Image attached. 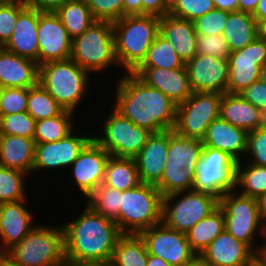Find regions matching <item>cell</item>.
I'll return each instance as SVG.
<instances>
[{
    "instance_id": "obj_1",
    "label": "cell",
    "mask_w": 266,
    "mask_h": 266,
    "mask_svg": "<svg viewBox=\"0 0 266 266\" xmlns=\"http://www.w3.org/2000/svg\"><path fill=\"white\" fill-rule=\"evenodd\" d=\"M119 81L115 110L152 133L173 130L177 104L160 90L145 85L133 73Z\"/></svg>"
},
{
    "instance_id": "obj_2",
    "label": "cell",
    "mask_w": 266,
    "mask_h": 266,
    "mask_svg": "<svg viewBox=\"0 0 266 266\" xmlns=\"http://www.w3.org/2000/svg\"><path fill=\"white\" fill-rule=\"evenodd\" d=\"M62 228L67 263L110 262L116 243L123 235L115 221L88 205L75 221Z\"/></svg>"
},
{
    "instance_id": "obj_3",
    "label": "cell",
    "mask_w": 266,
    "mask_h": 266,
    "mask_svg": "<svg viewBox=\"0 0 266 266\" xmlns=\"http://www.w3.org/2000/svg\"><path fill=\"white\" fill-rule=\"evenodd\" d=\"M160 17L154 15L123 16L112 23L115 55L127 73H133L145 60L159 34Z\"/></svg>"
},
{
    "instance_id": "obj_4",
    "label": "cell",
    "mask_w": 266,
    "mask_h": 266,
    "mask_svg": "<svg viewBox=\"0 0 266 266\" xmlns=\"http://www.w3.org/2000/svg\"><path fill=\"white\" fill-rule=\"evenodd\" d=\"M204 146L200 139L178 135L168 130V153L165 168L155 187L162 196L192 190Z\"/></svg>"
},
{
    "instance_id": "obj_5",
    "label": "cell",
    "mask_w": 266,
    "mask_h": 266,
    "mask_svg": "<svg viewBox=\"0 0 266 266\" xmlns=\"http://www.w3.org/2000/svg\"><path fill=\"white\" fill-rule=\"evenodd\" d=\"M162 202V194L151 184L141 183L123 191L119 216L115 220L121 233L139 235L162 222Z\"/></svg>"
},
{
    "instance_id": "obj_6",
    "label": "cell",
    "mask_w": 266,
    "mask_h": 266,
    "mask_svg": "<svg viewBox=\"0 0 266 266\" xmlns=\"http://www.w3.org/2000/svg\"><path fill=\"white\" fill-rule=\"evenodd\" d=\"M89 72L71 59L38 66V83L64 108L74 112L85 96Z\"/></svg>"
},
{
    "instance_id": "obj_7",
    "label": "cell",
    "mask_w": 266,
    "mask_h": 266,
    "mask_svg": "<svg viewBox=\"0 0 266 266\" xmlns=\"http://www.w3.org/2000/svg\"><path fill=\"white\" fill-rule=\"evenodd\" d=\"M6 254L19 266H66L64 230L36 226Z\"/></svg>"
},
{
    "instance_id": "obj_8",
    "label": "cell",
    "mask_w": 266,
    "mask_h": 266,
    "mask_svg": "<svg viewBox=\"0 0 266 266\" xmlns=\"http://www.w3.org/2000/svg\"><path fill=\"white\" fill-rule=\"evenodd\" d=\"M70 59L88 72L107 69L118 63L112 22L95 21L71 43Z\"/></svg>"
},
{
    "instance_id": "obj_9",
    "label": "cell",
    "mask_w": 266,
    "mask_h": 266,
    "mask_svg": "<svg viewBox=\"0 0 266 266\" xmlns=\"http://www.w3.org/2000/svg\"><path fill=\"white\" fill-rule=\"evenodd\" d=\"M185 192L165 195L162 202V222L167 227L183 233H187L219 206V198L213 194L194 190ZM183 193L184 196L172 206L171 202Z\"/></svg>"
},
{
    "instance_id": "obj_10",
    "label": "cell",
    "mask_w": 266,
    "mask_h": 266,
    "mask_svg": "<svg viewBox=\"0 0 266 266\" xmlns=\"http://www.w3.org/2000/svg\"><path fill=\"white\" fill-rule=\"evenodd\" d=\"M233 193L226 192L219 198V206L225 218V230L252 249L260 223L258 231L266 237V226L260 216L258 201L242 194H235V197Z\"/></svg>"
},
{
    "instance_id": "obj_11",
    "label": "cell",
    "mask_w": 266,
    "mask_h": 266,
    "mask_svg": "<svg viewBox=\"0 0 266 266\" xmlns=\"http://www.w3.org/2000/svg\"><path fill=\"white\" fill-rule=\"evenodd\" d=\"M222 94L193 92L177 105L174 131L183 137L200 139L208 126L219 117Z\"/></svg>"
},
{
    "instance_id": "obj_12",
    "label": "cell",
    "mask_w": 266,
    "mask_h": 266,
    "mask_svg": "<svg viewBox=\"0 0 266 266\" xmlns=\"http://www.w3.org/2000/svg\"><path fill=\"white\" fill-rule=\"evenodd\" d=\"M236 161L218 149L204 147L192 190L220 198L235 187Z\"/></svg>"
},
{
    "instance_id": "obj_13",
    "label": "cell",
    "mask_w": 266,
    "mask_h": 266,
    "mask_svg": "<svg viewBox=\"0 0 266 266\" xmlns=\"http://www.w3.org/2000/svg\"><path fill=\"white\" fill-rule=\"evenodd\" d=\"M104 137H93L111 156L135 158L152 134L149 130L136 126L113 109L106 118Z\"/></svg>"
},
{
    "instance_id": "obj_14",
    "label": "cell",
    "mask_w": 266,
    "mask_h": 266,
    "mask_svg": "<svg viewBox=\"0 0 266 266\" xmlns=\"http://www.w3.org/2000/svg\"><path fill=\"white\" fill-rule=\"evenodd\" d=\"M150 255L159 257L171 266H189L198 260L192 250L186 233L167 227L163 222L139 234Z\"/></svg>"
},
{
    "instance_id": "obj_15",
    "label": "cell",
    "mask_w": 266,
    "mask_h": 266,
    "mask_svg": "<svg viewBox=\"0 0 266 266\" xmlns=\"http://www.w3.org/2000/svg\"><path fill=\"white\" fill-rule=\"evenodd\" d=\"M229 80L226 93L240 94L260 79V70L266 63V41L258 36L242 49L228 56Z\"/></svg>"
},
{
    "instance_id": "obj_16",
    "label": "cell",
    "mask_w": 266,
    "mask_h": 266,
    "mask_svg": "<svg viewBox=\"0 0 266 266\" xmlns=\"http://www.w3.org/2000/svg\"><path fill=\"white\" fill-rule=\"evenodd\" d=\"M37 40L38 66L70 59L72 40L55 12L38 11Z\"/></svg>"
},
{
    "instance_id": "obj_17",
    "label": "cell",
    "mask_w": 266,
    "mask_h": 266,
    "mask_svg": "<svg viewBox=\"0 0 266 266\" xmlns=\"http://www.w3.org/2000/svg\"><path fill=\"white\" fill-rule=\"evenodd\" d=\"M192 92L226 93L229 80L228 59L196 54L185 63Z\"/></svg>"
},
{
    "instance_id": "obj_18",
    "label": "cell",
    "mask_w": 266,
    "mask_h": 266,
    "mask_svg": "<svg viewBox=\"0 0 266 266\" xmlns=\"http://www.w3.org/2000/svg\"><path fill=\"white\" fill-rule=\"evenodd\" d=\"M256 252L257 249H251L224 230L198 259L206 266H252L256 260Z\"/></svg>"
},
{
    "instance_id": "obj_19",
    "label": "cell",
    "mask_w": 266,
    "mask_h": 266,
    "mask_svg": "<svg viewBox=\"0 0 266 266\" xmlns=\"http://www.w3.org/2000/svg\"><path fill=\"white\" fill-rule=\"evenodd\" d=\"M110 154L92 139L73 162V173L78 187L86 198L103 182Z\"/></svg>"
},
{
    "instance_id": "obj_20",
    "label": "cell",
    "mask_w": 266,
    "mask_h": 266,
    "mask_svg": "<svg viewBox=\"0 0 266 266\" xmlns=\"http://www.w3.org/2000/svg\"><path fill=\"white\" fill-rule=\"evenodd\" d=\"M133 74L145 85L160 90L177 105L193 93L185 67L178 69L138 67Z\"/></svg>"
},
{
    "instance_id": "obj_21",
    "label": "cell",
    "mask_w": 266,
    "mask_h": 266,
    "mask_svg": "<svg viewBox=\"0 0 266 266\" xmlns=\"http://www.w3.org/2000/svg\"><path fill=\"white\" fill-rule=\"evenodd\" d=\"M73 131L55 142L36 144L32 172L44 168H61L73 164L93 137L73 136Z\"/></svg>"
},
{
    "instance_id": "obj_22",
    "label": "cell",
    "mask_w": 266,
    "mask_h": 266,
    "mask_svg": "<svg viewBox=\"0 0 266 266\" xmlns=\"http://www.w3.org/2000/svg\"><path fill=\"white\" fill-rule=\"evenodd\" d=\"M168 153V130L152 133L135 157L141 183L156 185L163 174Z\"/></svg>"
},
{
    "instance_id": "obj_23",
    "label": "cell",
    "mask_w": 266,
    "mask_h": 266,
    "mask_svg": "<svg viewBox=\"0 0 266 266\" xmlns=\"http://www.w3.org/2000/svg\"><path fill=\"white\" fill-rule=\"evenodd\" d=\"M25 200L0 204V237L6 253L18 244L36 226L32 225V213L24 207Z\"/></svg>"
},
{
    "instance_id": "obj_24",
    "label": "cell",
    "mask_w": 266,
    "mask_h": 266,
    "mask_svg": "<svg viewBox=\"0 0 266 266\" xmlns=\"http://www.w3.org/2000/svg\"><path fill=\"white\" fill-rule=\"evenodd\" d=\"M248 132L218 117L208 126L202 138L204 147L218 149L227 153L236 162H240L239 154L246 153Z\"/></svg>"
},
{
    "instance_id": "obj_25",
    "label": "cell",
    "mask_w": 266,
    "mask_h": 266,
    "mask_svg": "<svg viewBox=\"0 0 266 266\" xmlns=\"http://www.w3.org/2000/svg\"><path fill=\"white\" fill-rule=\"evenodd\" d=\"M38 10L25 8L15 23L14 31L3 46L9 52L35 61L38 65Z\"/></svg>"
},
{
    "instance_id": "obj_26",
    "label": "cell",
    "mask_w": 266,
    "mask_h": 266,
    "mask_svg": "<svg viewBox=\"0 0 266 266\" xmlns=\"http://www.w3.org/2000/svg\"><path fill=\"white\" fill-rule=\"evenodd\" d=\"M159 34L171 43L184 63L197 54V33L192 21L167 14L160 17Z\"/></svg>"
},
{
    "instance_id": "obj_27",
    "label": "cell",
    "mask_w": 266,
    "mask_h": 266,
    "mask_svg": "<svg viewBox=\"0 0 266 266\" xmlns=\"http://www.w3.org/2000/svg\"><path fill=\"white\" fill-rule=\"evenodd\" d=\"M219 117L247 132L266 125V115L241 94H222Z\"/></svg>"
},
{
    "instance_id": "obj_28",
    "label": "cell",
    "mask_w": 266,
    "mask_h": 266,
    "mask_svg": "<svg viewBox=\"0 0 266 266\" xmlns=\"http://www.w3.org/2000/svg\"><path fill=\"white\" fill-rule=\"evenodd\" d=\"M0 82L5 88H30L38 83V65L0 47Z\"/></svg>"
},
{
    "instance_id": "obj_29",
    "label": "cell",
    "mask_w": 266,
    "mask_h": 266,
    "mask_svg": "<svg viewBox=\"0 0 266 266\" xmlns=\"http://www.w3.org/2000/svg\"><path fill=\"white\" fill-rule=\"evenodd\" d=\"M35 146L33 138L1 134L0 166L19 170L27 175L33 168Z\"/></svg>"
},
{
    "instance_id": "obj_30",
    "label": "cell",
    "mask_w": 266,
    "mask_h": 266,
    "mask_svg": "<svg viewBox=\"0 0 266 266\" xmlns=\"http://www.w3.org/2000/svg\"><path fill=\"white\" fill-rule=\"evenodd\" d=\"M222 35L231 53L252 43L259 36V25L253 14L233 11L228 15Z\"/></svg>"
},
{
    "instance_id": "obj_31",
    "label": "cell",
    "mask_w": 266,
    "mask_h": 266,
    "mask_svg": "<svg viewBox=\"0 0 266 266\" xmlns=\"http://www.w3.org/2000/svg\"><path fill=\"white\" fill-rule=\"evenodd\" d=\"M225 230L223 211L218 206L211 214L200 220L187 233L186 238L192 250L199 257L210 243Z\"/></svg>"
},
{
    "instance_id": "obj_32",
    "label": "cell",
    "mask_w": 266,
    "mask_h": 266,
    "mask_svg": "<svg viewBox=\"0 0 266 266\" xmlns=\"http://www.w3.org/2000/svg\"><path fill=\"white\" fill-rule=\"evenodd\" d=\"M103 184L121 192L141 184L135 158L110 156L105 167Z\"/></svg>"
},
{
    "instance_id": "obj_33",
    "label": "cell",
    "mask_w": 266,
    "mask_h": 266,
    "mask_svg": "<svg viewBox=\"0 0 266 266\" xmlns=\"http://www.w3.org/2000/svg\"><path fill=\"white\" fill-rule=\"evenodd\" d=\"M146 244L140 235L123 234L113 250L111 266H146Z\"/></svg>"
},
{
    "instance_id": "obj_34",
    "label": "cell",
    "mask_w": 266,
    "mask_h": 266,
    "mask_svg": "<svg viewBox=\"0 0 266 266\" xmlns=\"http://www.w3.org/2000/svg\"><path fill=\"white\" fill-rule=\"evenodd\" d=\"M55 13L66 28L71 40L82 35L96 21L86 1L69 0Z\"/></svg>"
},
{
    "instance_id": "obj_35",
    "label": "cell",
    "mask_w": 266,
    "mask_h": 266,
    "mask_svg": "<svg viewBox=\"0 0 266 266\" xmlns=\"http://www.w3.org/2000/svg\"><path fill=\"white\" fill-rule=\"evenodd\" d=\"M73 112L64 110L60 115L36 121L34 141L36 144L55 142L73 131Z\"/></svg>"
},
{
    "instance_id": "obj_36",
    "label": "cell",
    "mask_w": 266,
    "mask_h": 266,
    "mask_svg": "<svg viewBox=\"0 0 266 266\" xmlns=\"http://www.w3.org/2000/svg\"><path fill=\"white\" fill-rule=\"evenodd\" d=\"M241 161L236 163L235 187L243 186L240 194L258 199L266 193V166L247 164L245 167Z\"/></svg>"
},
{
    "instance_id": "obj_37",
    "label": "cell",
    "mask_w": 266,
    "mask_h": 266,
    "mask_svg": "<svg viewBox=\"0 0 266 266\" xmlns=\"http://www.w3.org/2000/svg\"><path fill=\"white\" fill-rule=\"evenodd\" d=\"M139 67L178 69L184 68L185 63L177 55L171 43L158 34L151 44L145 60Z\"/></svg>"
},
{
    "instance_id": "obj_38",
    "label": "cell",
    "mask_w": 266,
    "mask_h": 266,
    "mask_svg": "<svg viewBox=\"0 0 266 266\" xmlns=\"http://www.w3.org/2000/svg\"><path fill=\"white\" fill-rule=\"evenodd\" d=\"M63 111L64 108L39 83L28 88L27 113L36 121L55 117Z\"/></svg>"
},
{
    "instance_id": "obj_39",
    "label": "cell",
    "mask_w": 266,
    "mask_h": 266,
    "mask_svg": "<svg viewBox=\"0 0 266 266\" xmlns=\"http://www.w3.org/2000/svg\"><path fill=\"white\" fill-rule=\"evenodd\" d=\"M121 197V191L102 183L87 197L86 203L93 211L115 221L119 216Z\"/></svg>"
},
{
    "instance_id": "obj_40",
    "label": "cell",
    "mask_w": 266,
    "mask_h": 266,
    "mask_svg": "<svg viewBox=\"0 0 266 266\" xmlns=\"http://www.w3.org/2000/svg\"><path fill=\"white\" fill-rule=\"evenodd\" d=\"M25 173L0 166V204L26 200Z\"/></svg>"
},
{
    "instance_id": "obj_41",
    "label": "cell",
    "mask_w": 266,
    "mask_h": 266,
    "mask_svg": "<svg viewBox=\"0 0 266 266\" xmlns=\"http://www.w3.org/2000/svg\"><path fill=\"white\" fill-rule=\"evenodd\" d=\"M36 120L27 112L0 116V133L34 138Z\"/></svg>"
},
{
    "instance_id": "obj_42",
    "label": "cell",
    "mask_w": 266,
    "mask_h": 266,
    "mask_svg": "<svg viewBox=\"0 0 266 266\" xmlns=\"http://www.w3.org/2000/svg\"><path fill=\"white\" fill-rule=\"evenodd\" d=\"M213 9V0H169L168 14L193 22Z\"/></svg>"
},
{
    "instance_id": "obj_43",
    "label": "cell",
    "mask_w": 266,
    "mask_h": 266,
    "mask_svg": "<svg viewBox=\"0 0 266 266\" xmlns=\"http://www.w3.org/2000/svg\"><path fill=\"white\" fill-rule=\"evenodd\" d=\"M28 88H5L0 97V116L27 112Z\"/></svg>"
},
{
    "instance_id": "obj_44",
    "label": "cell",
    "mask_w": 266,
    "mask_h": 266,
    "mask_svg": "<svg viewBox=\"0 0 266 266\" xmlns=\"http://www.w3.org/2000/svg\"><path fill=\"white\" fill-rule=\"evenodd\" d=\"M229 13V11L215 8L197 18L193 21L196 33L208 36L223 34Z\"/></svg>"
},
{
    "instance_id": "obj_45",
    "label": "cell",
    "mask_w": 266,
    "mask_h": 266,
    "mask_svg": "<svg viewBox=\"0 0 266 266\" xmlns=\"http://www.w3.org/2000/svg\"><path fill=\"white\" fill-rule=\"evenodd\" d=\"M97 21L115 22L123 17V0H86Z\"/></svg>"
},
{
    "instance_id": "obj_46",
    "label": "cell",
    "mask_w": 266,
    "mask_h": 266,
    "mask_svg": "<svg viewBox=\"0 0 266 266\" xmlns=\"http://www.w3.org/2000/svg\"><path fill=\"white\" fill-rule=\"evenodd\" d=\"M197 54L228 59L230 54L222 34H197Z\"/></svg>"
},
{
    "instance_id": "obj_47",
    "label": "cell",
    "mask_w": 266,
    "mask_h": 266,
    "mask_svg": "<svg viewBox=\"0 0 266 266\" xmlns=\"http://www.w3.org/2000/svg\"><path fill=\"white\" fill-rule=\"evenodd\" d=\"M246 154L252 157L250 164L266 166V125L248 132Z\"/></svg>"
},
{
    "instance_id": "obj_48",
    "label": "cell",
    "mask_w": 266,
    "mask_h": 266,
    "mask_svg": "<svg viewBox=\"0 0 266 266\" xmlns=\"http://www.w3.org/2000/svg\"><path fill=\"white\" fill-rule=\"evenodd\" d=\"M24 9L17 5L0 4V47H3L10 39L18 15Z\"/></svg>"
},
{
    "instance_id": "obj_49",
    "label": "cell",
    "mask_w": 266,
    "mask_h": 266,
    "mask_svg": "<svg viewBox=\"0 0 266 266\" xmlns=\"http://www.w3.org/2000/svg\"><path fill=\"white\" fill-rule=\"evenodd\" d=\"M242 97L259 108L266 115V84L260 79L243 90Z\"/></svg>"
},
{
    "instance_id": "obj_50",
    "label": "cell",
    "mask_w": 266,
    "mask_h": 266,
    "mask_svg": "<svg viewBox=\"0 0 266 266\" xmlns=\"http://www.w3.org/2000/svg\"><path fill=\"white\" fill-rule=\"evenodd\" d=\"M169 12V0H142V15L163 17Z\"/></svg>"
},
{
    "instance_id": "obj_51",
    "label": "cell",
    "mask_w": 266,
    "mask_h": 266,
    "mask_svg": "<svg viewBox=\"0 0 266 266\" xmlns=\"http://www.w3.org/2000/svg\"><path fill=\"white\" fill-rule=\"evenodd\" d=\"M68 1L69 0H30L29 7L38 11L55 12Z\"/></svg>"
},
{
    "instance_id": "obj_52",
    "label": "cell",
    "mask_w": 266,
    "mask_h": 266,
    "mask_svg": "<svg viewBox=\"0 0 266 266\" xmlns=\"http://www.w3.org/2000/svg\"><path fill=\"white\" fill-rule=\"evenodd\" d=\"M142 15V0H123V16Z\"/></svg>"
},
{
    "instance_id": "obj_53",
    "label": "cell",
    "mask_w": 266,
    "mask_h": 266,
    "mask_svg": "<svg viewBox=\"0 0 266 266\" xmlns=\"http://www.w3.org/2000/svg\"><path fill=\"white\" fill-rule=\"evenodd\" d=\"M215 8L229 12L239 10V0H213Z\"/></svg>"
},
{
    "instance_id": "obj_54",
    "label": "cell",
    "mask_w": 266,
    "mask_h": 266,
    "mask_svg": "<svg viewBox=\"0 0 266 266\" xmlns=\"http://www.w3.org/2000/svg\"><path fill=\"white\" fill-rule=\"evenodd\" d=\"M259 4V0H239V11L254 14Z\"/></svg>"
},
{
    "instance_id": "obj_55",
    "label": "cell",
    "mask_w": 266,
    "mask_h": 266,
    "mask_svg": "<svg viewBox=\"0 0 266 266\" xmlns=\"http://www.w3.org/2000/svg\"><path fill=\"white\" fill-rule=\"evenodd\" d=\"M253 17L258 25L266 20V0H259L258 7L254 12Z\"/></svg>"
},
{
    "instance_id": "obj_56",
    "label": "cell",
    "mask_w": 266,
    "mask_h": 266,
    "mask_svg": "<svg viewBox=\"0 0 266 266\" xmlns=\"http://www.w3.org/2000/svg\"><path fill=\"white\" fill-rule=\"evenodd\" d=\"M257 249L258 250L256 252V260H255V262L259 266H266V244H264L262 247L260 246Z\"/></svg>"
},
{
    "instance_id": "obj_57",
    "label": "cell",
    "mask_w": 266,
    "mask_h": 266,
    "mask_svg": "<svg viewBox=\"0 0 266 266\" xmlns=\"http://www.w3.org/2000/svg\"><path fill=\"white\" fill-rule=\"evenodd\" d=\"M258 207L263 224L266 226V193L260 196L258 199Z\"/></svg>"
},
{
    "instance_id": "obj_58",
    "label": "cell",
    "mask_w": 266,
    "mask_h": 266,
    "mask_svg": "<svg viewBox=\"0 0 266 266\" xmlns=\"http://www.w3.org/2000/svg\"><path fill=\"white\" fill-rule=\"evenodd\" d=\"M146 266H171V265L168 262L164 261L163 259L149 254Z\"/></svg>"
},
{
    "instance_id": "obj_59",
    "label": "cell",
    "mask_w": 266,
    "mask_h": 266,
    "mask_svg": "<svg viewBox=\"0 0 266 266\" xmlns=\"http://www.w3.org/2000/svg\"><path fill=\"white\" fill-rule=\"evenodd\" d=\"M66 266H111L110 262H79V263H67Z\"/></svg>"
},
{
    "instance_id": "obj_60",
    "label": "cell",
    "mask_w": 266,
    "mask_h": 266,
    "mask_svg": "<svg viewBox=\"0 0 266 266\" xmlns=\"http://www.w3.org/2000/svg\"><path fill=\"white\" fill-rule=\"evenodd\" d=\"M0 4L17 5L23 8H28L30 0H0Z\"/></svg>"
},
{
    "instance_id": "obj_61",
    "label": "cell",
    "mask_w": 266,
    "mask_h": 266,
    "mask_svg": "<svg viewBox=\"0 0 266 266\" xmlns=\"http://www.w3.org/2000/svg\"><path fill=\"white\" fill-rule=\"evenodd\" d=\"M0 266H19L6 253H0Z\"/></svg>"
},
{
    "instance_id": "obj_62",
    "label": "cell",
    "mask_w": 266,
    "mask_h": 266,
    "mask_svg": "<svg viewBox=\"0 0 266 266\" xmlns=\"http://www.w3.org/2000/svg\"><path fill=\"white\" fill-rule=\"evenodd\" d=\"M259 36L266 41V20L259 24Z\"/></svg>"
},
{
    "instance_id": "obj_63",
    "label": "cell",
    "mask_w": 266,
    "mask_h": 266,
    "mask_svg": "<svg viewBox=\"0 0 266 266\" xmlns=\"http://www.w3.org/2000/svg\"><path fill=\"white\" fill-rule=\"evenodd\" d=\"M260 80L266 84V63L263 65V67L260 70Z\"/></svg>"
},
{
    "instance_id": "obj_64",
    "label": "cell",
    "mask_w": 266,
    "mask_h": 266,
    "mask_svg": "<svg viewBox=\"0 0 266 266\" xmlns=\"http://www.w3.org/2000/svg\"><path fill=\"white\" fill-rule=\"evenodd\" d=\"M189 266H206V265L203 264V263L198 259L195 263H193V264H191V265H189Z\"/></svg>"
},
{
    "instance_id": "obj_65",
    "label": "cell",
    "mask_w": 266,
    "mask_h": 266,
    "mask_svg": "<svg viewBox=\"0 0 266 266\" xmlns=\"http://www.w3.org/2000/svg\"><path fill=\"white\" fill-rule=\"evenodd\" d=\"M5 89V86L0 82V97Z\"/></svg>"
},
{
    "instance_id": "obj_66",
    "label": "cell",
    "mask_w": 266,
    "mask_h": 266,
    "mask_svg": "<svg viewBox=\"0 0 266 266\" xmlns=\"http://www.w3.org/2000/svg\"><path fill=\"white\" fill-rule=\"evenodd\" d=\"M252 266H259L256 262Z\"/></svg>"
}]
</instances>
